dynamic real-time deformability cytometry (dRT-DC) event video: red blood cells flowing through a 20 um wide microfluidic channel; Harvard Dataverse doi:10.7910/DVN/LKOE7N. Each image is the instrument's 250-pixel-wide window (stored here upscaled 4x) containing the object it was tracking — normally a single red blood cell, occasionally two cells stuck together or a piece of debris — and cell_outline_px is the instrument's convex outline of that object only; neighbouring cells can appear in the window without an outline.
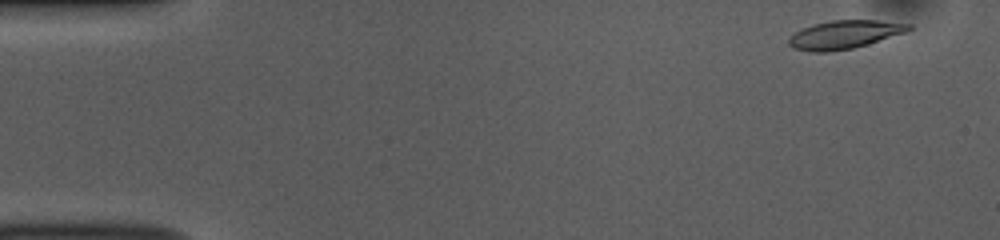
{"species": "common noctule bat (a hibernating species)", "species_latin": "Nyctalus noctula", "temperature_condition": "room temperature", "stored_images_in_passage": 49, "camera_frame_rate_fps": 3000, "um_per_image_px": 0.085, "animal": {"sex": "female", "body_mass_g": 10.0, "forearm_length_mm": 53.1}, "frame": {"image": 1, "passage_image": 1, "time_ms": 0.0, "image_size_px": [1000, 240], "cell_outline_px": [[912, 28], [904, 32], [868, 44], [852, 48], [828, 52], [808, 52], [792, 48], [788, 44], [788, 36], [812, 24], [832, 20], [880, 20], [912, 24]], "centroid_in_image_um": [71.73, 2.94], "position_along_channel_um": 13.3, "area_um2": 19.83}}
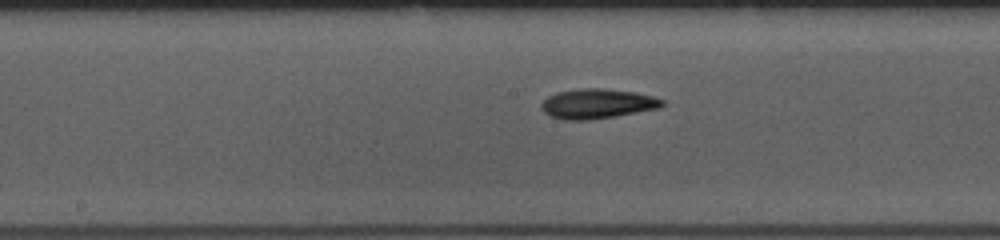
{"frame": {"image": 2, "passage_image": 24, "time_ms": 7.667, "image_size_px": [1000, 240], "cell_outline_px": [[664, 104], [660, 108], [616, 116], [588, 120], [564, 120], [548, 116], [540, 108], [540, 104], [548, 96], [556, 92], [580, 88], [604, 88], [636, 92], [652, 96], [664, 100]], "centroid_in_image_um": [50.74, 8.81], "position_along_channel_um": 197.5, "area_um2": 21.21}}
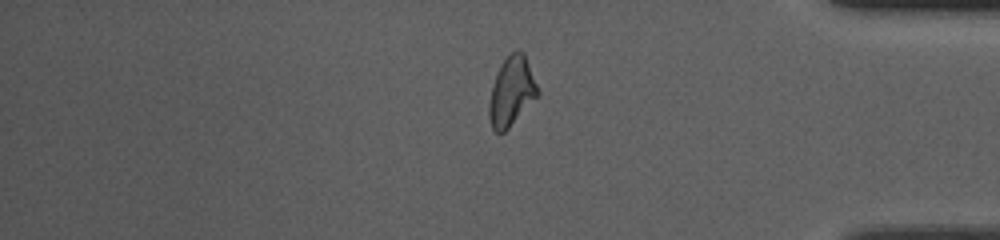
{"frame": {"image": 3, "passage_image": 41, "time_ms": 13.333, "image_size_px": [1000, 240], "cell_outline_px": [[540, 92], [508, 128], [504, 132], [496, 132], [492, 128], [488, 116], [488, 104], [492, 88], [496, 76], [504, 60], [512, 52], [524, 52]], "centroid_in_image_um": [43.47, 7.79], "position_along_channel_um": 391.7, "area_um2": 18.96}, "authors_computed_cell_mechanics": {"area_um2": 19.7098, "velocity_mm_per_s": 3.8538, "shape_relaxation_time_tau1_ms": 2.7479, "shape_relaxation_time_tau2_ms": null, "deformation_change_tau1": 0.1227, "deformation_change_tau2": null}}